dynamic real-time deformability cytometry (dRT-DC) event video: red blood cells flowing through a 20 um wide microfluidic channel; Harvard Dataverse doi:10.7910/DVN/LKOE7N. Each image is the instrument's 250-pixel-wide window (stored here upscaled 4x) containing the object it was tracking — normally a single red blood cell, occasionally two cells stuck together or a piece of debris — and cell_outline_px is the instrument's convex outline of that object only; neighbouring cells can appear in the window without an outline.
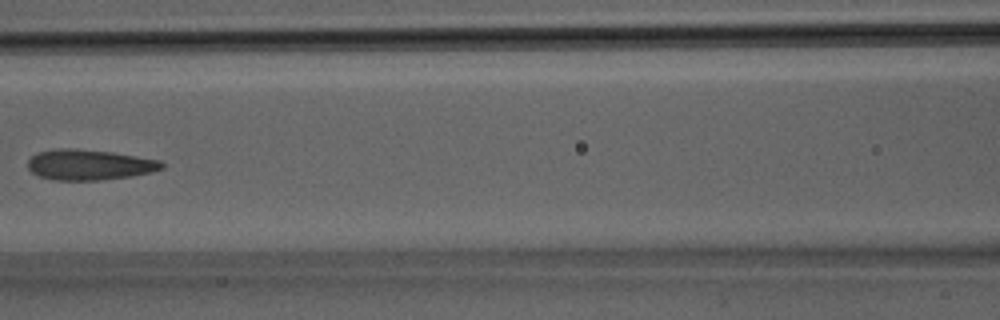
{"species": "Egyptian fruit bat (a non-hibernating species)", "species_latin": "Rousettus aegyptiacus", "temperature_condition": "room temperature", "stored_images_in_passage": 26, "camera_frame_rate_fps": 3000, "um_per_image_px": 0.085, "animal": {"sex": "male"}, "frame": {"image": 1, "passage_image": 8, "time_ms": 2.333, "image_size_px": [1000, 320], "cell_outline_px": [[164, 168], [152, 172], [132, 176], [100, 180], [52, 180], [40, 176], [32, 172], [28, 168], [28, 160], [32, 156], [40, 152], [60, 148], [72, 148], [112, 152], [160, 160], [164, 164]], "centroid_in_image_um": [7.61, 14.01], "position_along_channel_um": 159.0, "area_um2": 23.76}}
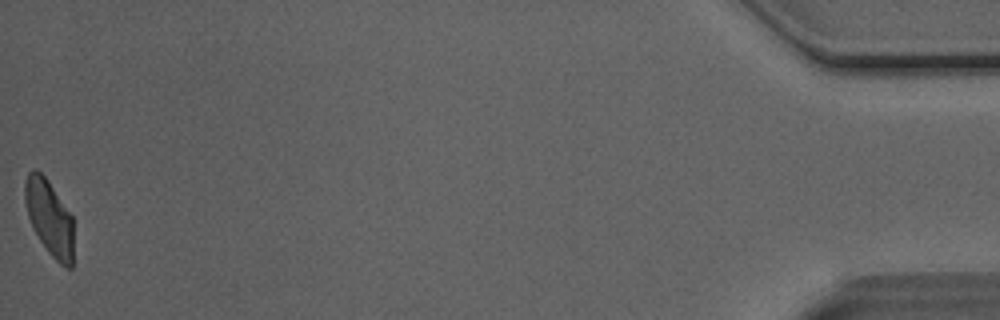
{"frame": {"image": 2, "passage_image": 26, "time_ms": 8.333, "image_size_px": [1000, 320], "cell_outline_px": [[72, 268], [64, 268], [48, 252], [32, 228], [28, 216], [24, 200], [24, 180], [28, 172], [32, 168], [36, 168], [48, 180], [72, 216]], "centroid_in_image_um": [4.16, 18.47], "position_along_channel_um": 431.0, "area_um2": 21.44}}